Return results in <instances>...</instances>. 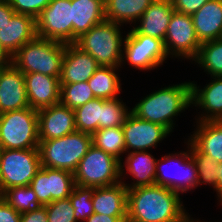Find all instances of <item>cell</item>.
<instances>
[{
	"mask_svg": "<svg viewBox=\"0 0 222 222\" xmlns=\"http://www.w3.org/2000/svg\"><path fill=\"white\" fill-rule=\"evenodd\" d=\"M188 213L179 193L161 186L128 189L127 219L133 222H178Z\"/></svg>",
	"mask_w": 222,
	"mask_h": 222,
	"instance_id": "1",
	"label": "cell"
},
{
	"mask_svg": "<svg viewBox=\"0 0 222 222\" xmlns=\"http://www.w3.org/2000/svg\"><path fill=\"white\" fill-rule=\"evenodd\" d=\"M191 105V81L169 85L143 97L131 109L137 118L157 123L172 132L174 117Z\"/></svg>",
	"mask_w": 222,
	"mask_h": 222,
	"instance_id": "2",
	"label": "cell"
},
{
	"mask_svg": "<svg viewBox=\"0 0 222 222\" xmlns=\"http://www.w3.org/2000/svg\"><path fill=\"white\" fill-rule=\"evenodd\" d=\"M65 43L36 36L11 56V63L23 74L42 73L61 77Z\"/></svg>",
	"mask_w": 222,
	"mask_h": 222,
	"instance_id": "3",
	"label": "cell"
},
{
	"mask_svg": "<svg viewBox=\"0 0 222 222\" xmlns=\"http://www.w3.org/2000/svg\"><path fill=\"white\" fill-rule=\"evenodd\" d=\"M120 26L123 25L105 19L77 38L74 44L89 53L100 66L121 67L125 38Z\"/></svg>",
	"mask_w": 222,
	"mask_h": 222,
	"instance_id": "4",
	"label": "cell"
},
{
	"mask_svg": "<svg viewBox=\"0 0 222 222\" xmlns=\"http://www.w3.org/2000/svg\"><path fill=\"white\" fill-rule=\"evenodd\" d=\"M41 166L74 172L92 144V134L74 131L57 139L39 140Z\"/></svg>",
	"mask_w": 222,
	"mask_h": 222,
	"instance_id": "5",
	"label": "cell"
},
{
	"mask_svg": "<svg viewBox=\"0 0 222 222\" xmlns=\"http://www.w3.org/2000/svg\"><path fill=\"white\" fill-rule=\"evenodd\" d=\"M38 110L30 107L0 114L1 149L39 147Z\"/></svg>",
	"mask_w": 222,
	"mask_h": 222,
	"instance_id": "6",
	"label": "cell"
},
{
	"mask_svg": "<svg viewBox=\"0 0 222 222\" xmlns=\"http://www.w3.org/2000/svg\"><path fill=\"white\" fill-rule=\"evenodd\" d=\"M75 184L106 187L121 182L120 160L92 145L73 172Z\"/></svg>",
	"mask_w": 222,
	"mask_h": 222,
	"instance_id": "7",
	"label": "cell"
},
{
	"mask_svg": "<svg viewBox=\"0 0 222 222\" xmlns=\"http://www.w3.org/2000/svg\"><path fill=\"white\" fill-rule=\"evenodd\" d=\"M41 168L39 148L0 150V194L6 189L30 186Z\"/></svg>",
	"mask_w": 222,
	"mask_h": 222,
	"instance_id": "8",
	"label": "cell"
},
{
	"mask_svg": "<svg viewBox=\"0 0 222 222\" xmlns=\"http://www.w3.org/2000/svg\"><path fill=\"white\" fill-rule=\"evenodd\" d=\"M185 144L188 146L186 152L168 153V155L156 160L155 184L167 187L179 194L197 188L198 182L196 164L190 155L189 140ZM169 163L171 165L176 164H173L176 166L175 170L172 169L173 173L167 172V168L164 169Z\"/></svg>",
	"mask_w": 222,
	"mask_h": 222,
	"instance_id": "9",
	"label": "cell"
},
{
	"mask_svg": "<svg viewBox=\"0 0 222 222\" xmlns=\"http://www.w3.org/2000/svg\"><path fill=\"white\" fill-rule=\"evenodd\" d=\"M124 38L122 65L127 60L128 65L136 70L149 71L163 65L169 57L163 40L143 34H130L129 32Z\"/></svg>",
	"mask_w": 222,
	"mask_h": 222,
	"instance_id": "10",
	"label": "cell"
},
{
	"mask_svg": "<svg viewBox=\"0 0 222 222\" xmlns=\"http://www.w3.org/2000/svg\"><path fill=\"white\" fill-rule=\"evenodd\" d=\"M38 37L73 43V23L71 0H51L36 18Z\"/></svg>",
	"mask_w": 222,
	"mask_h": 222,
	"instance_id": "11",
	"label": "cell"
},
{
	"mask_svg": "<svg viewBox=\"0 0 222 222\" xmlns=\"http://www.w3.org/2000/svg\"><path fill=\"white\" fill-rule=\"evenodd\" d=\"M167 54L171 57L194 60L201 43L197 38L192 17L174 11L164 39Z\"/></svg>",
	"mask_w": 222,
	"mask_h": 222,
	"instance_id": "12",
	"label": "cell"
},
{
	"mask_svg": "<svg viewBox=\"0 0 222 222\" xmlns=\"http://www.w3.org/2000/svg\"><path fill=\"white\" fill-rule=\"evenodd\" d=\"M75 185L72 172L44 166H41L30 183L42 206L54 200L67 199Z\"/></svg>",
	"mask_w": 222,
	"mask_h": 222,
	"instance_id": "13",
	"label": "cell"
},
{
	"mask_svg": "<svg viewBox=\"0 0 222 222\" xmlns=\"http://www.w3.org/2000/svg\"><path fill=\"white\" fill-rule=\"evenodd\" d=\"M125 153L147 151L166 138L170 131L157 123L145 121L130 113L122 126ZM132 150V151H131Z\"/></svg>",
	"mask_w": 222,
	"mask_h": 222,
	"instance_id": "14",
	"label": "cell"
},
{
	"mask_svg": "<svg viewBox=\"0 0 222 222\" xmlns=\"http://www.w3.org/2000/svg\"><path fill=\"white\" fill-rule=\"evenodd\" d=\"M76 131L75 112L61 103L38 110L39 140L61 138Z\"/></svg>",
	"mask_w": 222,
	"mask_h": 222,
	"instance_id": "15",
	"label": "cell"
},
{
	"mask_svg": "<svg viewBox=\"0 0 222 222\" xmlns=\"http://www.w3.org/2000/svg\"><path fill=\"white\" fill-rule=\"evenodd\" d=\"M30 107L24 74L12 63L0 72V114Z\"/></svg>",
	"mask_w": 222,
	"mask_h": 222,
	"instance_id": "16",
	"label": "cell"
},
{
	"mask_svg": "<svg viewBox=\"0 0 222 222\" xmlns=\"http://www.w3.org/2000/svg\"><path fill=\"white\" fill-rule=\"evenodd\" d=\"M99 67L89 53L82 51L74 43L65 44L60 84L86 82Z\"/></svg>",
	"mask_w": 222,
	"mask_h": 222,
	"instance_id": "17",
	"label": "cell"
},
{
	"mask_svg": "<svg viewBox=\"0 0 222 222\" xmlns=\"http://www.w3.org/2000/svg\"><path fill=\"white\" fill-rule=\"evenodd\" d=\"M24 78L30 108L39 110L60 103V79L38 72L24 74Z\"/></svg>",
	"mask_w": 222,
	"mask_h": 222,
	"instance_id": "18",
	"label": "cell"
},
{
	"mask_svg": "<svg viewBox=\"0 0 222 222\" xmlns=\"http://www.w3.org/2000/svg\"><path fill=\"white\" fill-rule=\"evenodd\" d=\"M211 78L202 89L191 82V105L205 112L195 118L197 121H222V76Z\"/></svg>",
	"mask_w": 222,
	"mask_h": 222,
	"instance_id": "19",
	"label": "cell"
},
{
	"mask_svg": "<svg viewBox=\"0 0 222 222\" xmlns=\"http://www.w3.org/2000/svg\"><path fill=\"white\" fill-rule=\"evenodd\" d=\"M36 36V19L27 14L15 13L0 28V44L10 56Z\"/></svg>",
	"mask_w": 222,
	"mask_h": 222,
	"instance_id": "20",
	"label": "cell"
},
{
	"mask_svg": "<svg viewBox=\"0 0 222 222\" xmlns=\"http://www.w3.org/2000/svg\"><path fill=\"white\" fill-rule=\"evenodd\" d=\"M171 0H155L142 14L135 27L131 28L130 34H143L165 39L166 31L174 12Z\"/></svg>",
	"mask_w": 222,
	"mask_h": 222,
	"instance_id": "21",
	"label": "cell"
},
{
	"mask_svg": "<svg viewBox=\"0 0 222 222\" xmlns=\"http://www.w3.org/2000/svg\"><path fill=\"white\" fill-rule=\"evenodd\" d=\"M127 157L123 162L120 161V178L127 189H133L141 186H151L155 184L156 160L148 151L126 153ZM123 163V165H122ZM132 176L133 182L127 184L123 176L125 169ZM124 174V175H123ZM123 180V181H122Z\"/></svg>",
	"mask_w": 222,
	"mask_h": 222,
	"instance_id": "22",
	"label": "cell"
},
{
	"mask_svg": "<svg viewBox=\"0 0 222 222\" xmlns=\"http://www.w3.org/2000/svg\"><path fill=\"white\" fill-rule=\"evenodd\" d=\"M191 17L201 44L222 38V0H209Z\"/></svg>",
	"mask_w": 222,
	"mask_h": 222,
	"instance_id": "23",
	"label": "cell"
},
{
	"mask_svg": "<svg viewBox=\"0 0 222 222\" xmlns=\"http://www.w3.org/2000/svg\"><path fill=\"white\" fill-rule=\"evenodd\" d=\"M127 192L124 183L94 187L92 204L94 213L108 216H127Z\"/></svg>",
	"mask_w": 222,
	"mask_h": 222,
	"instance_id": "24",
	"label": "cell"
},
{
	"mask_svg": "<svg viewBox=\"0 0 222 222\" xmlns=\"http://www.w3.org/2000/svg\"><path fill=\"white\" fill-rule=\"evenodd\" d=\"M188 140L203 154L222 162V121H197Z\"/></svg>",
	"mask_w": 222,
	"mask_h": 222,
	"instance_id": "25",
	"label": "cell"
},
{
	"mask_svg": "<svg viewBox=\"0 0 222 222\" xmlns=\"http://www.w3.org/2000/svg\"><path fill=\"white\" fill-rule=\"evenodd\" d=\"M73 43L90 28L105 20V3L102 0H71Z\"/></svg>",
	"mask_w": 222,
	"mask_h": 222,
	"instance_id": "26",
	"label": "cell"
},
{
	"mask_svg": "<svg viewBox=\"0 0 222 222\" xmlns=\"http://www.w3.org/2000/svg\"><path fill=\"white\" fill-rule=\"evenodd\" d=\"M155 0H107L105 19L119 24L136 23Z\"/></svg>",
	"mask_w": 222,
	"mask_h": 222,
	"instance_id": "27",
	"label": "cell"
},
{
	"mask_svg": "<svg viewBox=\"0 0 222 222\" xmlns=\"http://www.w3.org/2000/svg\"><path fill=\"white\" fill-rule=\"evenodd\" d=\"M121 67L100 66L87 81L95 98L105 100L118 98L122 89L118 73Z\"/></svg>",
	"mask_w": 222,
	"mask_h": 222,
	"instance_id": "28",
	"label": "cell"
},
{
	"mask_svg": "<svg viewBox=\"0 0 222 222\" xmlns=\"http://www.w3.org/2000/svg\"><path fill=\"white\" fill-rule=\"evenodd\" d=\"M211 77L222 76V38L201 44L196 58L193 60Z\"/></svg>",
	"mask_w": 222,
	"mask_h": 222,
	"instance_id": "29",
	"label": "cell"
},
{
	"mask_svg": "<svg viewBox=\"0 0 222 222\" xmlns=\"http://www.w3.org/2000/svg\"><path fill=\"white\" fill-rule=\"evenodd\" d=\"M92 144L121 161L125 153L122 126L101 128L92 134ZM122 155V157H120Z\"/></svg>",
	"mask_w": 222,
	"mask_h": 222,
	"instance_id": "30",
	"label": "cell"
},
{
	"mask_svg": "<svg viewBox=\"0 0 222 222\" xmlns=\"http://www.w3.org/2000/svg\"><path fill=\"white\" fill-rule=\"evenodd\" d=\"M101 109V98H94L76 108L74 110L76 130L93 134L98 129H101Z\"/></svg>",
	"mask_w": 222,
	"mask_h": 222,
	"instance_id": "31",
	"label": "cell"
},
{
	"mask_svg": "<svg viewBox=\"0 0 222 222\" xmlns=\"http://www.w3.org/2000/svg\"><path fill=\"white\" fill-rule=\"evenodd\" d=\"M1 197L20 214L42 206L31 186L6 189Z\"/></svg>",
	"mask_w": 222,
	"mask_h": 222,
	"instance_id": "32",
	"label": "cell"
},
{
	"mask_svg": "<svg viewBox=\"0 0 222 222\" xmlns=\"http://www.w3.org/2000/svg\"><path fill=\"white\" fill-rule=\"evenodd\" d=\"M190 155L192 156L198 174V185L203 183L212 185L217 194V179H218V165L211 157L201 153L190 141H189Z\"/></svg>",
	"mask_w": 222,
	"mask_h": 222,
	"instance_id": "33",
	"label": "cell"
},
{
	"mask_svg": "<svg viewBox=\"0 0 222 222\" xmlns=\"http://www.w3.org/2000/svg\"><path fill=\"white\" fill-rule=\"evenodd\" d=\"M60 85V103L72 110L95 98L87 81Z\"/></svg>",
	"mask_w": 222,
	"mask_h": 222,
	"instance_id": "34",
	"label": "cell"
},
{
	"mask_svg": "<svg viewBox=\"0 0 222 222\" xmlns=\"http://www.w3.org/2000/svg\"><path fill=\"white\" fill-rule=\"evenodd\" d=\"M126 104L118 98L102 99L101 128L123 126L127 116L131 113Z\"/></svg>",
	"mask_w": 222,
	"mask_h": 222,
	"instance_id": "35",
	"label": "cell"
},
{
	"mask_svg": "<svg viewBox=\"0 0 222 222\" xmlns=\"http://www.w3.org/2000/svg\"><path fill=\"white\" fill-rule=\"evenodd\" d=\"M94 187H83L75 185L72 193L68 197L74 209V216L77 222H84L93 213L92 196Z\"/></svg>",
	"mask_w": 222,
	"mask_h": 222,
	"instance_id": "36",
	"label": "cell"
},
{
	"mask_svg": "<svg viewBox=\"0 0 222 222\" xmlns=\"http://www.w3.org/2000/svg\"><path fill=\"white\" fill-rule=\"evenodd\" d=\"M44 206L46 207L48 222H77L69 198L54 200Z\"/></svg>",
	"mask_w": 222,
	"mask_h": 222,
	"instance_id": "37",
	"label": "cell"
},
{
	"mask_svg": "<svg viewBox=\"0 0 222 222\" xmlns=\"http://www.w3.org/2000/svg\"><path fill=\"white\" fill-rule=\"evenodd\" d=\"M51 0H8L17 14H27L35 19L41 14Z\"/></svg>",
	"mask_w": 222,
	"mask_h": 222,
	"instance_id": "38",
	"label": "cell"
},
{
	"mask_svg": "<svg viewBox=\"0 0 222 222\" xmlns=\"http://www.w3.org/2000/svg\"><path fill=\"white\" fill-rule=\"evenodd\" d=\"M209 0H171L175 11L192 15L197 12Z\"/></svg>",
	"mask_w": 222,
	"mask_h": 222,
	"instance_id": "39",
	"label": "cell"
},
{
	"mask_svg": "<svg viewBox=\"0 0 222 222\" xmlns=\"http://www.w3.org/2000/svg\"><path fill=\"white\" fill-rule=\"evenodd\" d=\"M21 214L0 197V222H20Z\"/></svg>",
	"mask_w": 222,
	"mask_h": 222,
	"instance_id": "40",
	"label": "cell"
},
{
	"mask_svg": "<svg viewBox=\"0 0 222 222\" xmlns=\"http://www.w3.org/2000/svg\"><path fill=\"white\" fill-rule=\"evenodd\" d=\"M20 222H48L46 207L41 206L21 214Z\"/></svg>",
	"mask_w": 222,
	"mask_h": 222,
	"instance_id": "41",
	"label": "cell"
},
{
	"mask_svg": "<svg viewBox=\"0 0 222 222\" xmlns=\"http://www.w3.org/2000/svg\"><path fill=\"white\" fill-rule=\"evenodd\" d=\"M127 216H108L104 214L93 213L84 222H122Z\"/></svg>",
	"mask_w": 222,
	"mask_h": 222,
	"instance_id": "42",
	"label": "cell"
},
{
	"mask_svg": "<svg viewBox=\"0 0 222 222\" xmlns=\"http://www.w3.org/2000/svg\"><path fill=\"white\" fill-rule=\"evenodd\" d=\"M15 11L11 8L8 1L0 2V28L11 19Z\"/></svg>",
	"mask_w": 222,
	"mask_h": 222,
	"instance_id": "43",
	"label": "cell"
},
{
	"mask_svg": "<svg viewBox=\"0 0 222 222\" xmlns=\"http://www.w3.org/2000/svg\"><path fill=\"white\" fill-rule=\"evenodd\" d=\"M217 196L218 200L222 202V162L218 165V179H217Z\"/></svg>",
	"mask_w": 222,
	"mask_h": 222,
	"instance_id": "44",
	"label": "cell"
},
{
	"mask_svg": "<svg viewBox=\"0 0 222 222\" xmlns=\"http://www.w3.org/2000/svg\"><path fill=\"white\" fill-rule=\"evenodd\" d=\"M11 56L4 50L0 44V64H10Z\"/></svg>",
	"mask_w": 222,
	"mask_h": 222,
	"instance_id": "45",
	"label": "cell"
},
{
	"mask_svg": "<svg viewBox=\"0 0 222 222\" xmlns=\"http://www.w3.org/2000/svg\"><path fill=\"white\" fill-rule=\"evenodd\" d=\"M201 222L198 219L194 220L193 218L190 217L189 214H187L182 220L178 221V222Z\"/></svg>",
	"mask_w": 222,
	"mask_h": 222,
	"instance_id": "46",
	"label": "cell"
},
{
	"mask_svg": "<svg viewBox=\"0 0 222 222\" xmlns=\"http://www.w3.org/2000/svg\"><path fill=\"white\" fill-rule=\"evenodd\" d=\"M122 222H133V221H131V220H129V219H125V220H123Z\"/></svg>",
	"mask_w": 222,
	"mask_h": 222,
	"instance_id": "47",
	"label": "cell"
},
{
	"mask_svg": "<svg viewBox=\"0 0 222 222\" xmlns=\"http://www.w3.org/2000/svg\"><path fill=\"white\" fill-rule=\"evenodd\" d=\"M4 65H7V64H0V72H1V68H2Z\"/></svg>",
	"mask_w": 222,
	"mask_h": 222,
	"instance_id": "48",
	"label": "cell"
}]
</instances>
